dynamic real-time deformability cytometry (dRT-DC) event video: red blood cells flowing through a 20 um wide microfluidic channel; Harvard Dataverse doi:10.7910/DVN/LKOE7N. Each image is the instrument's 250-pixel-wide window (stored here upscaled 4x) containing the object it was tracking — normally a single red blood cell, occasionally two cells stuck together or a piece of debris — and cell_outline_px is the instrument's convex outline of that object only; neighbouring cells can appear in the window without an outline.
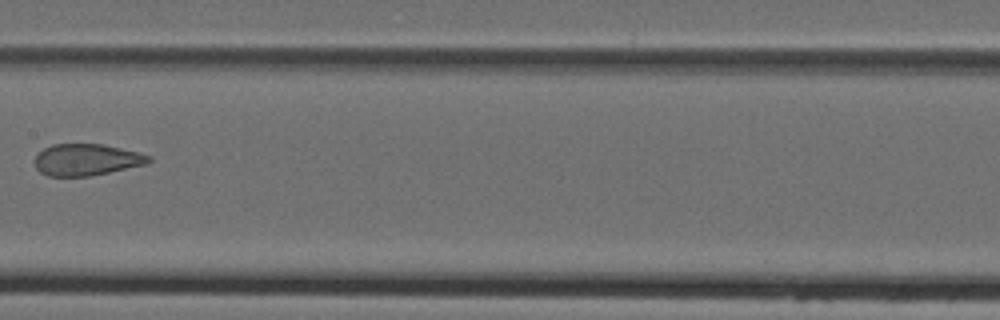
{"species": "Egyptian fruit bat (a non-hibernating species)", "species_latin": "Rousettus aegyptiacus", "temperature_condition": "cold", "stored_images_in_passage": 7, "camera_frame_rate_fps": 3000, "um_per_image_px": 0.085, "animal": {"sex": "female"}, "frame": {"image": 1, "passage_image": 7, "time_ms": 7.333, "image_size_px": [1000, 320], "cell_outline_px": [[152, 160], [148, 164], [88, 176], [48, 176], [40, 172], [36, 168], [36, 156], [44, 148], [52, 144], [104, 144], [140, 152], [152, 156]], "centroid_in_image_um": [7.4, 13.57], "position_along_channel_um": 200.0, "area_um2": 21.04}}